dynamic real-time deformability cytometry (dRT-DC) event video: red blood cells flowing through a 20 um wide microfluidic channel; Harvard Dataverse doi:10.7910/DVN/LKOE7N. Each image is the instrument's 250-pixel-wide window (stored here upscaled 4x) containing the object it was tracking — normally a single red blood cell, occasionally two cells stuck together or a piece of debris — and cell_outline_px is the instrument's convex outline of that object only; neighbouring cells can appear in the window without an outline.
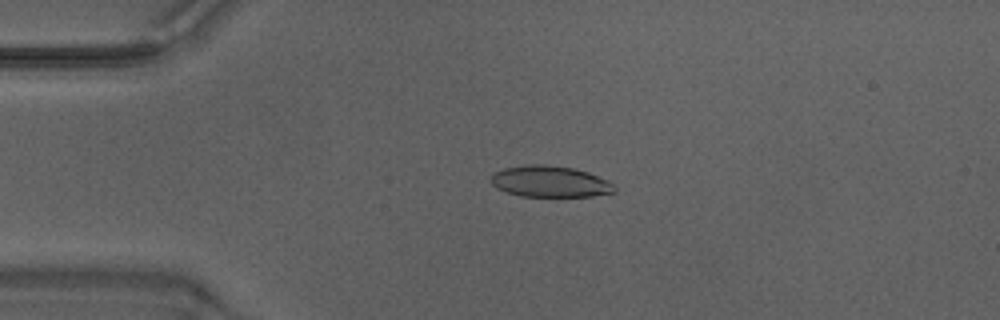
{"species": "Egyptian fruit bat (a non-hibernating species)", "species_latin": "Rousettus aegyptiacus", "temperature_condition": "warm", "stored_images_in_passage": 48, "camera_frame_rate_fps": 3000, "um_per_image_px": 0.085, "animal": {"sex": "male"}, "frame": {"image": 1, "passage_image": 11, "time_ms": 3.333, "image_size_px": [1000, 320], "cell_outline_px": [[616, 192], [592, 196], [520, 196], [496, 188], [488, 180], [496, 172], [504, 168], [528, 164], [544, 164], [572, 168], [588, 172], [608, 180], [616, 188]], "centroid_in_image_um": [46.75, 15.43], "position_along_channel_um": 38.3, "area_um2": 22.48}}
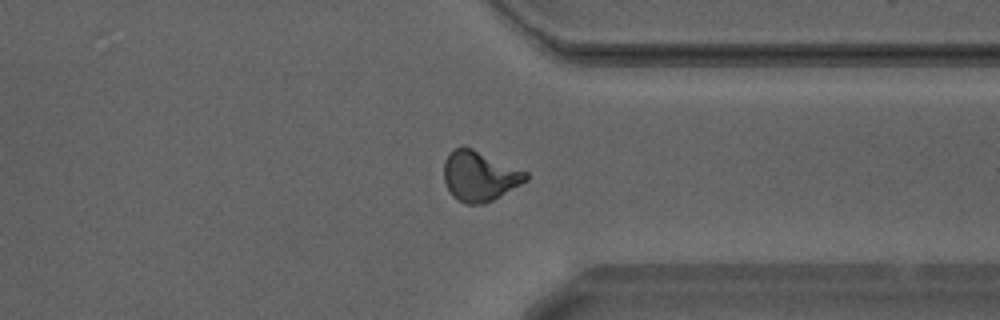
{"frame": {"image": 2, "passage_image": 37, "time_ms": 12.0, "image_size_px": [1000, 320], "cell_outline_px": [[528, 180], [492, 200], [480, 204], [468, 204], [456, 200], [452, 196], [444, 180], [444, 160], [452, 148], [464, 144], [528, 172]], "centroid_in_image_um": [40.73, 14.93], "position_along_channel_um": 370.7, "area_um2": 24.1}}
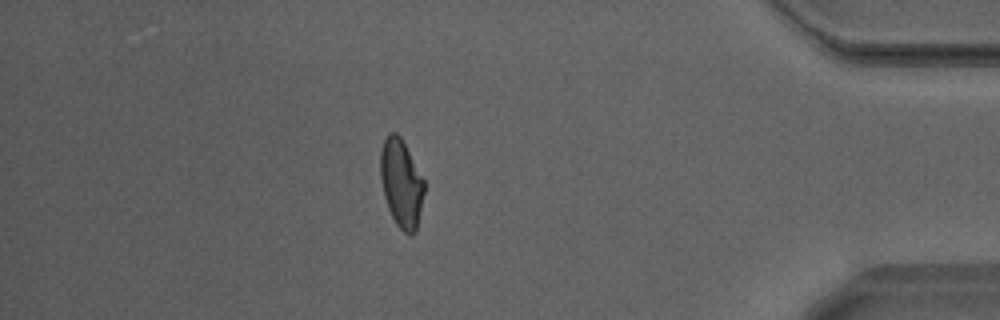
{"frame": {"image": 3, "passage_image": 42, "time_ms": 13.667, "image_size_px": [1000, 320], "cell_outline_px": [[424, 192], [416, 232], [412, 236], [408, 236], [396, 224], [388, 208], [384, 196], [380, 176], [380, 152], [384, 140], [388, 132], [396, 132], [400, 136], [424, 180]], "centroid_in_image_um": [34.1, 15.6], "position_along_channel_um": 401.1, "area_um2": 22.43}, "authors_computed_cell_mechanics": {"area_um2": 22.9755, "velocity_mm_per_s": 4.2386, "shape_relaxation_time_tau1_ms": null, "shape_relaxation_time_tau2_ms": 1.7837, "deformation_change_tau1": null, "deformation_change_tau2": 0.0916}}